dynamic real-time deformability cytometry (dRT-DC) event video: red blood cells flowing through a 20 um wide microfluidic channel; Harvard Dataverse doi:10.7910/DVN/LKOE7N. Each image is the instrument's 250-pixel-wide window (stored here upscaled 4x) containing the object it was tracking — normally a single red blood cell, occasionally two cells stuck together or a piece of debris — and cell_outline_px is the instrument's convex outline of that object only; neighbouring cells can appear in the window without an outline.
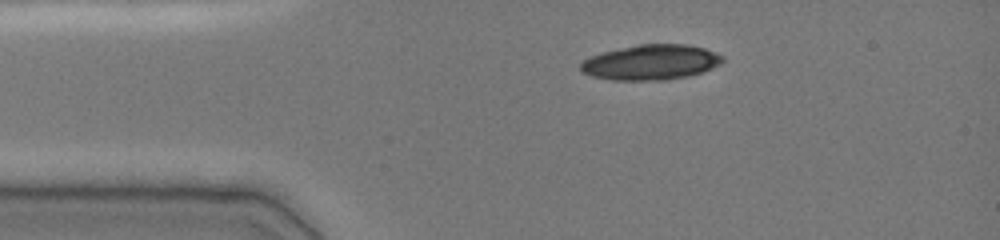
{"species": "common noctule bat (a hibernating species)", "species_latin": "Nyctalus noctula", "temperature_condition": "cold", "stored_images_in_passage": 15, "camera_frame_rate_fps": 3000, "um_per_image_px": 0.085, "animal": {"sex": "female", "body_mass_g": 19.0, "forearm_length_mm": 51.5}, "frame": {"image": 1, "passage_image": 1, "time_ms": 0.0, "image_size_px": [1000, 240], "cell_outline_px": [[724, 60], [720, 64], [712, 68], [688, 76], [664, 80], [612, 80], [592, 76], [580, 72], [580, 64], [588, 56], [604, 52], [640, 44], [684, 44], [704, 48], [724, 56]], "centroid_in_image_um": [55.31, 5.3], "position_along_channel_um": 29.7, "area_um2": 29.02}}